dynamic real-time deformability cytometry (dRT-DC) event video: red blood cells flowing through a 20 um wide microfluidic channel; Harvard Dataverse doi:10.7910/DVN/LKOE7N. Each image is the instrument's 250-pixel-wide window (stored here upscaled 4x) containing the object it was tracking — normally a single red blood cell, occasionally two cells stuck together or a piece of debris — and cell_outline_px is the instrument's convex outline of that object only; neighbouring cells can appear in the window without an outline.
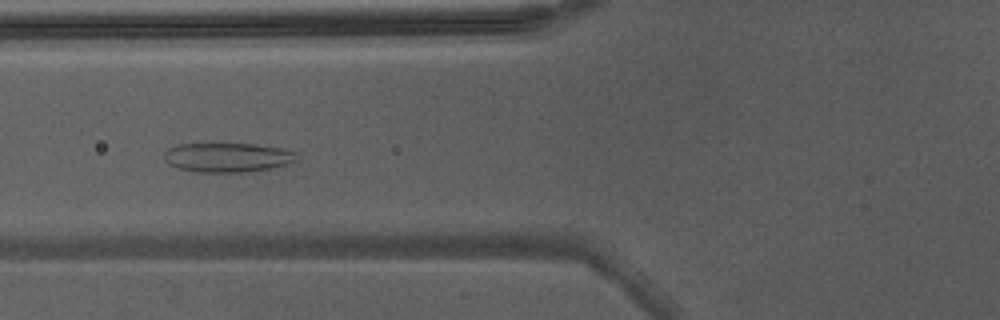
{"species": "Egyptian fruit bat (a non-hibernating species)", "species_latin": "Rousettus aegyptiacus", "temperature_condition": "warm", "stored_images_in_passage": 50, "camera_frame_rate_fps": 3000, "um_per_image_px": 0.085, "animal": {"sex": "male"}, "frame": {"image": 1, "passage_image": 22, "time_ms": 7.0, "image_size_px": [1000, 320], "cell_outline_px": [[296, 160], [292, 164], [272, 168], [248, 172], [196, 172], [176, 168], [168, 164], [164, 160], [164, 152], [168, 148], [176, 144], [256, 144], [280, 148], [296, 152]], "centroid_in_image_um": [19.32, 13.39], "position_along_channel_um": 106.5, "area_um2": 22.95}, "authors_computed_cell_mechanics": {"area_um2": 26.7036, "velocity_mm_per_s": 4.2956, "shape_relaxation_time_tau1_ms": 4.8572, "shape_relaxation_time_tau2_ms": 1.5164, "deformation_change_tau1": 0.1089, "deformation_change_tau2": 0.0839}}